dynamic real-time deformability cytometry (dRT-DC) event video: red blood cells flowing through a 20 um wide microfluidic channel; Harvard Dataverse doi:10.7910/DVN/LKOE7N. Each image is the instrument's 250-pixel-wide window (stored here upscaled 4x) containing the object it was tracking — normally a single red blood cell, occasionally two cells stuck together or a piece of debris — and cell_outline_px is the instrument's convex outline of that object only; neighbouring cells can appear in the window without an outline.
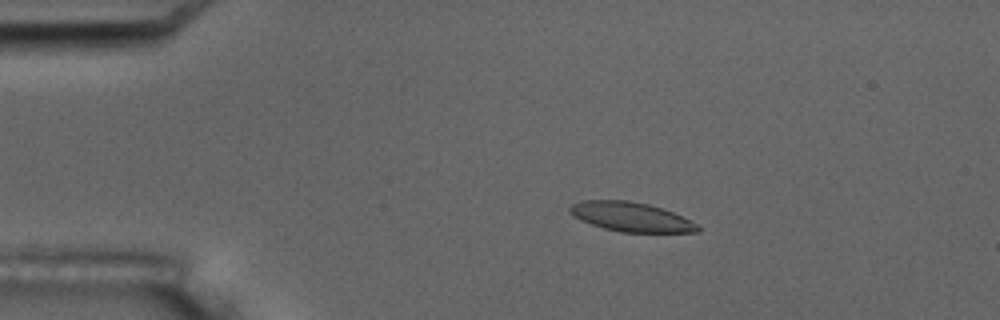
{"species": "common noctule bat (a hibernating species)", "species_latin": "Nyctalus noctula", "temperature_condition": "room temperature", "stored_images_in_passage": 10, "camera_frame_rate_fps": 3000, "um_per_image_px": 0.085, "animal": {"sex": "male", "body_mass_g": 17.5, "forearm_length_mm": 52.3}, "frame": {"image": 1, "passage_image": 4, "time_ms": 3.333, "image_size_px": [1000, 320], "cell_outline_px": [[700, 232], [620, 232], [604, 228], [580, 220], [572, 216], [568, 212], [568, 208], [572, 204], [584, 200], [628, 200], [648, 204], [672, 212], [696, 224], [700, 228]], "centroid_in_image_um": [53.57, 18.43], "position_along_channel_um": 31.4, "area_um2": 21.68}}
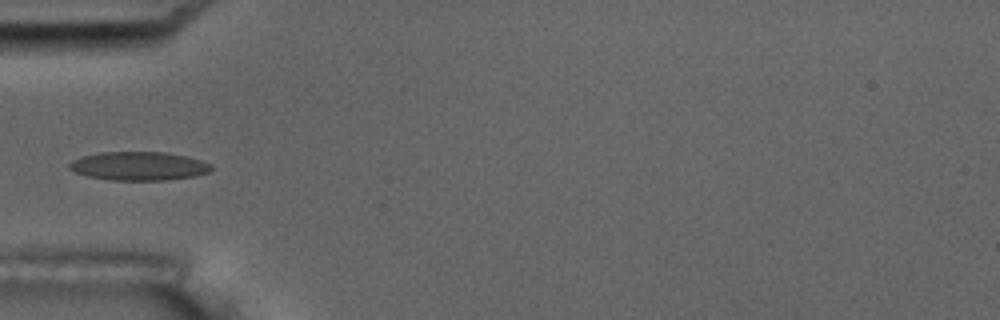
{"frame": {"image": 2, "passage_image": 6, "time_ms": 6.0, "image_size_px": [1000, 320], "cell_outline_px": [[212, 168], [208, 172], [196, 176], [164, 180], [108, 180], [88, 176], [76, 172], [68, 168], [68, 164], [72, 160], [84, 156], [100, 152], [164, 152], [184, 156], [200, 160], [212, 164]], "centroid_in_image_um": [11.79, 14.12], "position_along_channel_um": 73.2, "area_um2": 23.58}}
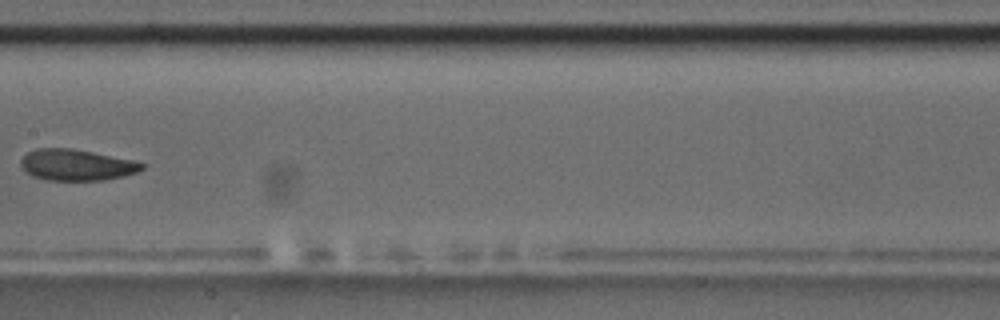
{"frame": {"image": 3, "passage_image": 9, "time_ms": 9.667, "image_size_px": [1000, 320], "cell_outline_px": [[144, 168], [136, 172], [124, 176], [104, 180], [48, 180], [32, 176], [20, 164], [20, 160], [28, 152], [36, 148], [72, 148], [132, 160], [144, 164]], "centroid_in_image_um": [6.49, 14.02], "position_along_channel_um": 200.9, "area_um2": 21.79}}